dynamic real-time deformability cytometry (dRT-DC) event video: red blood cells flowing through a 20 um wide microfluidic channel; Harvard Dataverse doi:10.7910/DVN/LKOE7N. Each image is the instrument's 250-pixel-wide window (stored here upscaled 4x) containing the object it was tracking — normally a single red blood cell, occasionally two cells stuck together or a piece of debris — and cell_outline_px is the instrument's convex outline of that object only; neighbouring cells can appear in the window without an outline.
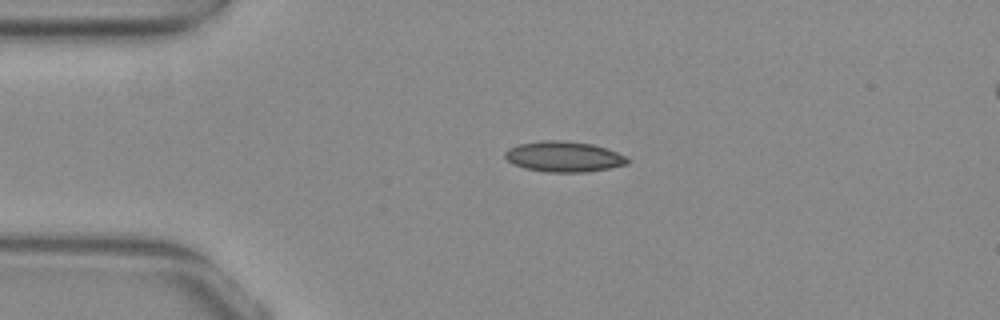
{"species": "common noctule bat (a hibernating species)", "species_latin": "Nyctalus noctula", "temperature_condition": "warm", "stored_images_in_passage": 42, "camera_frame_rate_fps": 3000, "um_per_image_px": 0.085, "animal": {"sex": "female", "body_mass_g": 29.2, "forearm_length_mm": 56.3}, "frame": {"image": 1, "passage_image": 1, "time_ms": 0.0, "image_size_px": [1000, 320], "cell_outline_px": [[628, 164], [608, 168], [584, 172], [548, 172], [524, 168], [512, 164], [504, 156], [504, 152], [520, 144], [540, 140], [560, 140], [592, 144], [616, 152], [624, 156], [628, 160]], "centroid_in_image_um": [47.89, 13.32], "position_along_channel_um": 37.1, "area_um2": 21.5}}
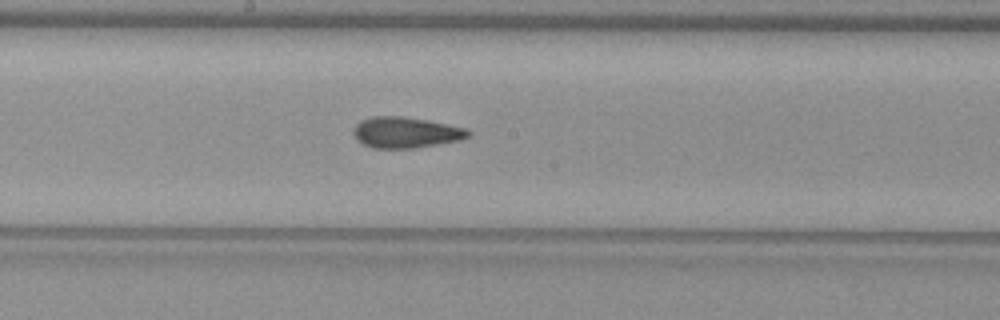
{"frame": {"image": 2, "passage_image": 17, "time_ms": 5.333, "image_size_px": [1000, 320], "cell_outline_px": [[472, 136], [460, 140], [416, 148], [372, 148], [356, 140], [352, 132], [356, 124], [360, 120], [372, 116], [400, 116], [428, 120], [468, 128], [472, 132]], "centroid_in_image_um": [34.51, 11.26], "position_along_channel_um": 213.7, "area_um2": 20.98}}
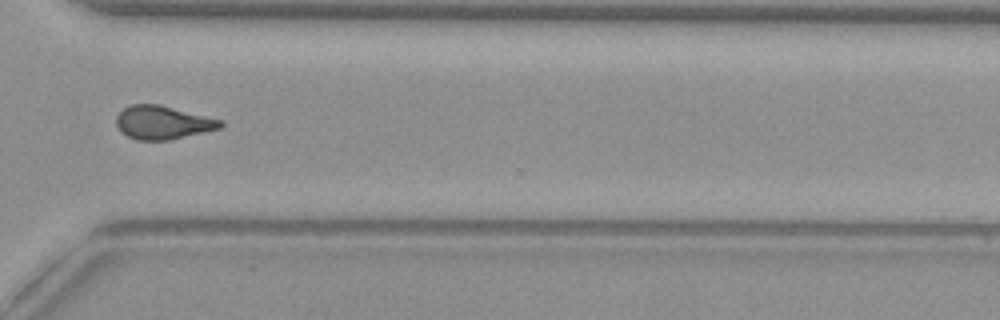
{"frame": {"image": 3, "passage_image": 28, "time_ms": 9.0, "image_size_px": [1000, 320], "cell_outline_px": [[224, 124], [220, 128], [168, 140], [136, 140], [120, 132], [116, 124], [116, 116], [124, 108], [132, 104], [160, 104], [224, 120]], "centroid_in_image_um": [13.83, 10.4], "position_along_channel_um": 356.8, "area_um2": 20.35}, "authors_computed_cell_mechanics": {"area_um2": 20.4901, "velocity_mm_per_s": 3.9077, "shape_relaxation_time_tau1_ms": null, "shape_relaxation_time_tau2_ms": 2.0955, "deformation_change_tau1": null, "deformation_change_tau2": 0.0809}}